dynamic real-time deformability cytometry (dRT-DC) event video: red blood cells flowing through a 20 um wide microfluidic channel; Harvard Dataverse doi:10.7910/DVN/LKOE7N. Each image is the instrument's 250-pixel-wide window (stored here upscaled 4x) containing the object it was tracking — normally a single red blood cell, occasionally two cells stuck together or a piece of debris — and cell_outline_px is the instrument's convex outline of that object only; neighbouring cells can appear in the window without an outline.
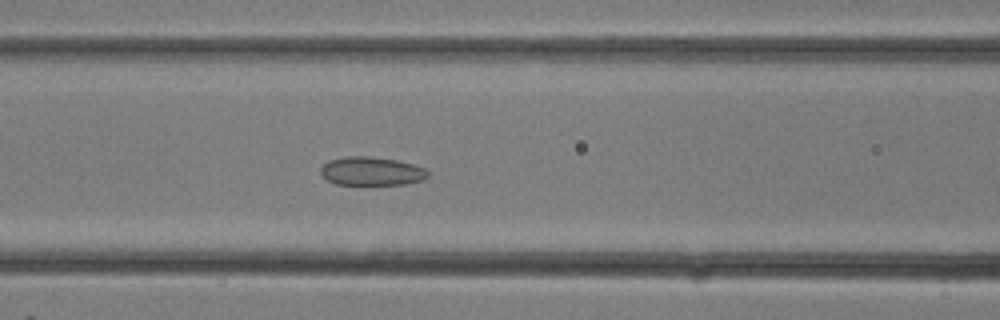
{"species": "common noctule bat (a hibernating species)", "species_latin": "Nyctalus noctula", "temperature_condition": "room temperature", "stored_images_in_passage": 29, "camera_frame_rate_fps": 3000, "um_per_image_px": 0.085, "animal": {"sex": "female"}, "frame": {"image": 1, "passage_image": 12, "time_ms": 3.667, "image_size_px": [1000, 320], "cell_outline_px": [[432, 172], [428, 176], [420, 180], [404, 184], [336, 184], [328, 180], [320, 172], [320, 168], [328, 160], [344, 156], [368, 156], [396, 160], [412, 164], [424, 168]], "centroid_in_image_um": [31.57, 14.54], "position_along_channel_um": 135.0, "area_um2": 17.74}}
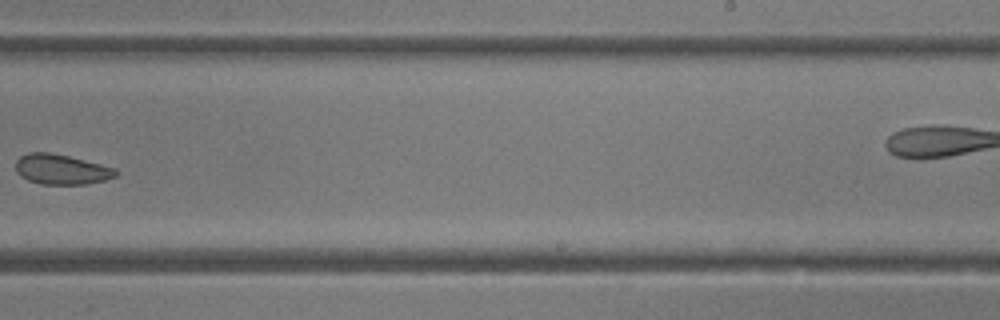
{"frame": {"image": 2, "passage_image": 18, "time_ms": 5.667, "image_size_px": [1000, 320], "cell_outline_px": [[120, 172], [116, 176], [104, 180], [84, 184], [40, 184], [28, 180], [20, 176], [16, 172], [16, 160], [20, 156], [28, 152], [48, 152], [68, 156], [116, 168]], "centroid_in_image_um": [5.2, 14.39], "position_along_channel_um": 283.8, "area_um2": 17.57}}
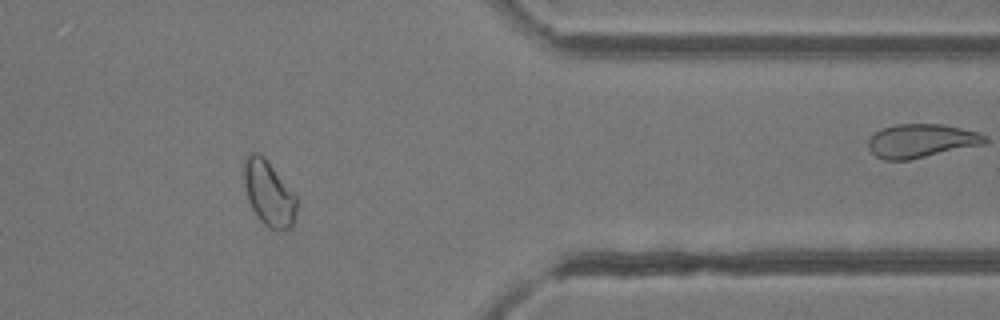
{"frame": {"image": 3, "passage_image": 23, "time_ms": 7.333, "image_size_px": [1000, 320], "cell_outline_px": [[300, 200], [292, 228], [276, 232], [268, 228], [260, 220], [252, 208], [248, 200], [244, 184], [244, 156], [252, 152], [260, 152], [264, 156]], "centroid_in_image_um": [22.88, 16.45], "position_along_channel_um": 388.5, "area_um2": 20.58}}